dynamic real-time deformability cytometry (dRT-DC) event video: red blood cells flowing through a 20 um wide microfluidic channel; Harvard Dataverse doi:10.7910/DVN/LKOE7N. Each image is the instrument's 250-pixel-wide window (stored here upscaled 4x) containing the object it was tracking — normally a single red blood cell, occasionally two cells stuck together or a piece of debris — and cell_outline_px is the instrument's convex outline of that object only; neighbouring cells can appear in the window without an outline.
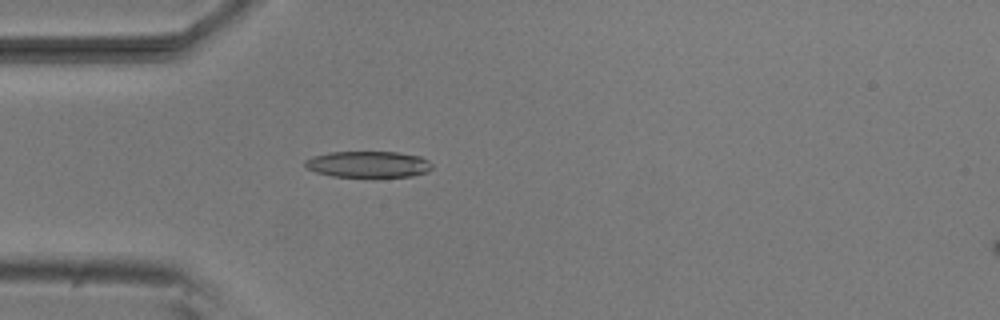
{"species": "common noctule bat (a hibernating species)", "species_latin": "Nyctalus noctula", "temperature_condition": "room temperature", "stored_images_in_passage": 53, "camera_frame_rate_fps": 3000, "um_per_image_px": 0.085, "animal": {"sex": "male", "body_mass_g": 20.5, "forearm_length_mm": 52.5}, "frame": {"image": 1, "passage_image": 15, "time_ms": 4.667, "image_size_px": [1000, 320], "cell_outline_px": [[432, 168], [428, 172], [412, 176], [332, 176], [316, 172], [308, 168], [304, 164], [304, 160], [312, 156], [328, 152], [396, 152], [420, 156], [428, 160], [432, 164]], "centroid_in_image_um": [31.3, 13.95], "position_along_channel_um": 53.7, "area_um2": 19.36}}
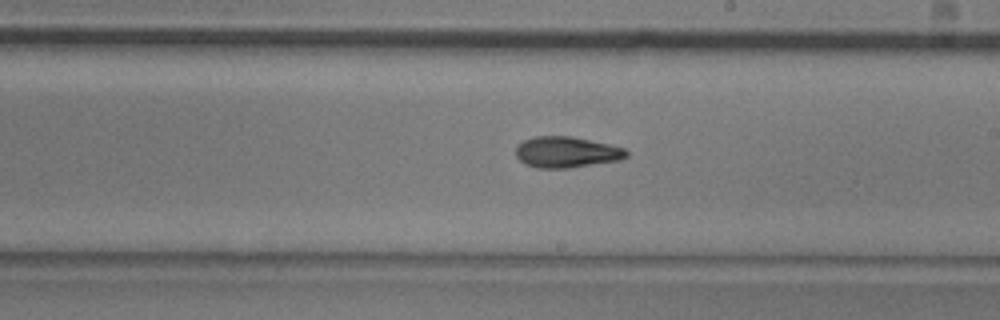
{"frame": {"image": 2, "passage_image": 30, "time_ms": 9.667, "image_size_px": [1000, 320], "cell_outline_px": [[628, 156], [620, 160], [568, 168], [536, 168], [524, 164], [516, 156], [516, 144], [532, 136], [572, 136], [608, 144], [624, 148], [628, 152]], "centroid_in_image_um": [48.12, 12.93], "position_along_channel_um": 240.9, "area_um2": 20.11}}
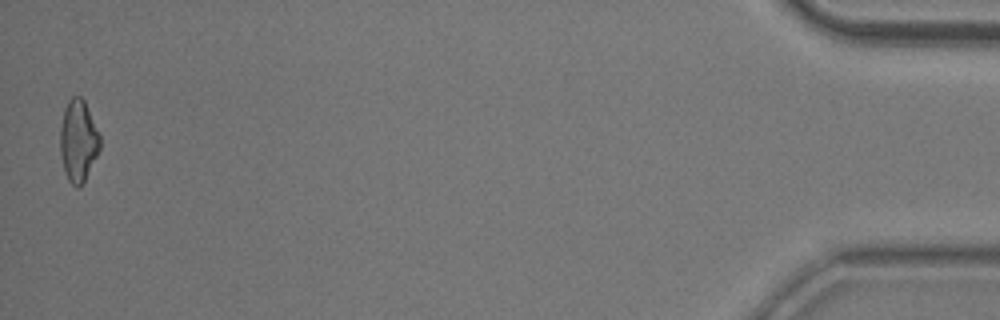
{"frame": {"image": 3, "passage_image": 52, "time_ms": 17.0, "image_size_px": [1000, 320], "cell_outline_px": [[100, 148], [84, 184], [80, 188], [76, 188], [68, 180], [64, 168], [60, 152], [60, 128], [64, 108], [68, 100], [72, 96], [80, 96], [84, 100], [100, 136]], "centroid_in_image_um": [6.65, 11.99], "position_along_channel_um": 428.6, "area_um2": 19.02}, "authors_computed_cell_mechanics": {"area_um2": 19.7098, "velocity_mm_per_s": 3.8461, "shape_relaxation_time_tau1_ms": 6.7841, "shape_relaxation_time_tau2_ms": 4.5093, "deformation_change_tau1": 0.1914, "deformation_change_tau2": 0.135}}